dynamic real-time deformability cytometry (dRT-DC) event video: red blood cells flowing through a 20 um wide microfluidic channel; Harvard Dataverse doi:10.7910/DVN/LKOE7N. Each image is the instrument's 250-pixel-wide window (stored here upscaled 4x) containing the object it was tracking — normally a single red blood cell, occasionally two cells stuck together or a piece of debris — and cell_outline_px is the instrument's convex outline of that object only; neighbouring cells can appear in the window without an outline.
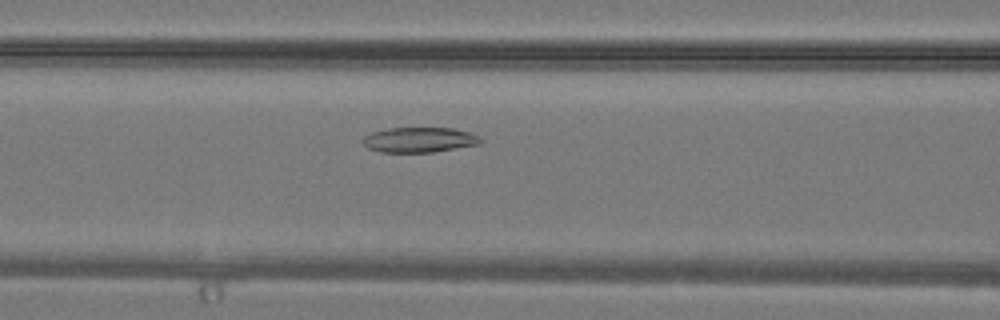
{"species": "common noctule bat (a hibernating species)", "species_latin": "Nyctalus noctula", "temperature_condition": "warm", "stored_images_in_passage": 36, "camera_frame_rate_fps": 3000, "um_per_image_px": 0.085, "animal": {"sex": "male", "body_mass_g": 19.2, "forearm_length_mm": 51.8}, "frame": {"image": 1, "passage_image": 16, "time_ms": 5.0, "image_size_px": [1000, 320], "cell_outline_px": [[484, 140], [480, 144], [432, 152], [380, 152], [368, 148], [360, 140], [364, 136], [372, 132], [388, 128], [452, 128], [468, 132], [480, 136]], "centroid_in_image_um": [35.64, 11.88], "position_along_channel_um": 131.0, "area_um2": 17.28}}
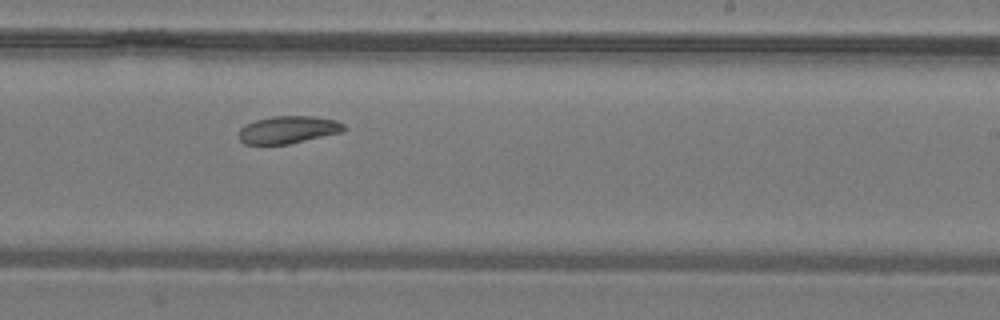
{"frame": {"image": 2, "passage_image": 23, "time_ms": 7.333, "image_size_px": [1000, 320], "cell_outline_px": [[348, 128], [344, 132], [288, 144], [244, 144], [240, 140], [240, 128], [244, 124], [256, 120], [272, 116], [316, 116], [336, 120], [344, 124]], "centroid_in_image_um": [24.54, 11.02], "position_along_channel_um": 264.5, "area_um2": 16.99}}
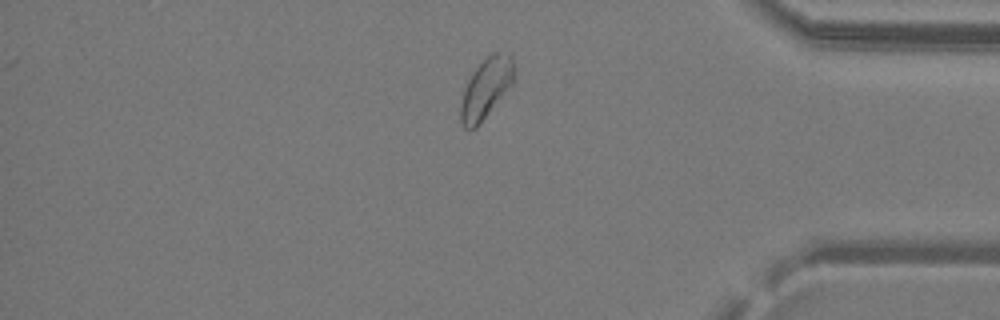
{"frame": {"image": 3, "passage_image": 31, "time_ms": 10.0, "image_size_px": [1000, 320], "cell_outline_px": [[516, 80], [476, 128], [464, 128], [460, 120], [460, 104], [464, 88], [472, 72], [492, 52], [500, 52], [512, 56]], "centroid_in_image_um": [41.32, 7.5], "position_along_channel_um": 393.9, "area_um2": 18.73}}